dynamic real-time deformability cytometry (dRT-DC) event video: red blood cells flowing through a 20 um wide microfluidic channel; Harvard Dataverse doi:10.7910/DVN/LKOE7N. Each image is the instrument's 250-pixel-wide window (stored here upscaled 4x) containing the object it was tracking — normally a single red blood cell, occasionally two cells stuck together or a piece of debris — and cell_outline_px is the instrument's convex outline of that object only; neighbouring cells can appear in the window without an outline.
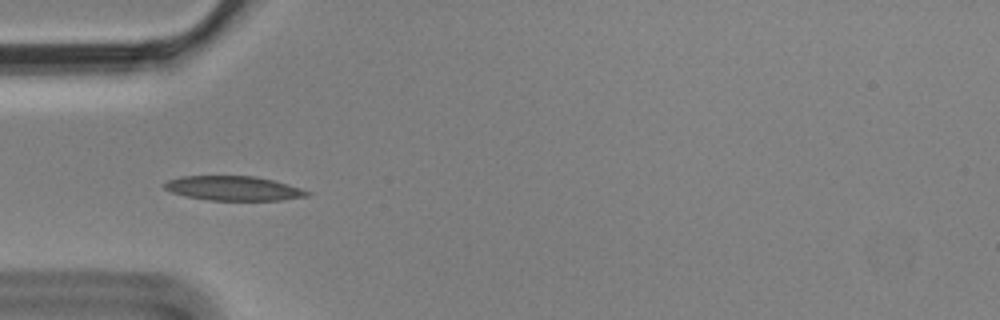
{"species": "Egyptian fruit bat (a non-hibernating species)", "species_latin": "Rousettus aegyptiacus", "temperature_condition": "cold", "stored_images_in_passage": 3, "camera_frame_rate_fps": 3000, "um_per_image_px": 0.085, "animal": {"sex": "male"}, "frame": {"image": 1, "passage_image": 2, "time_ms": 0.333, "image_size_px": [1000, 320], "cell_outline_px": [[312, 192], [308, 196], [280, 200], [208, 200], [184, 196], [172, 192], [164, 188], [164, 184], [168, 180], [180, 176], [256, 176], [272, 180], [300, 188]], "centroid_in_image_um": [19.83, 16.01], "position_along_channel_um": 65.2, "area_um2": 20.23}}
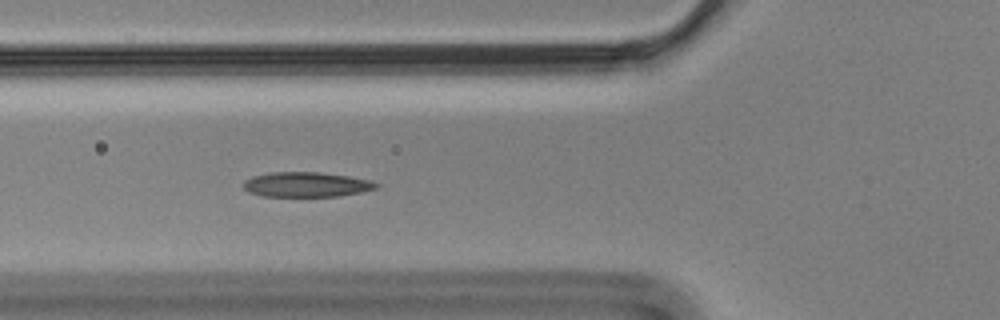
{"frame": {"image": 2, "passage_image": 3, "time_ms": 0.667, "image_size_px": [1000, 320], "cell_outline_px": [[380, 188], [360, 192], [336, 196], [264, 196], [248, 192], [240, 184], [244, 180], [252, 176], [272, 172], [320, 172], [348, 176], [372, 180], [380, 184]], "centroid_in_image_um": [26.04, 15.68], "position_along_channel_um": 99.8, "area_um2": 19.42}}